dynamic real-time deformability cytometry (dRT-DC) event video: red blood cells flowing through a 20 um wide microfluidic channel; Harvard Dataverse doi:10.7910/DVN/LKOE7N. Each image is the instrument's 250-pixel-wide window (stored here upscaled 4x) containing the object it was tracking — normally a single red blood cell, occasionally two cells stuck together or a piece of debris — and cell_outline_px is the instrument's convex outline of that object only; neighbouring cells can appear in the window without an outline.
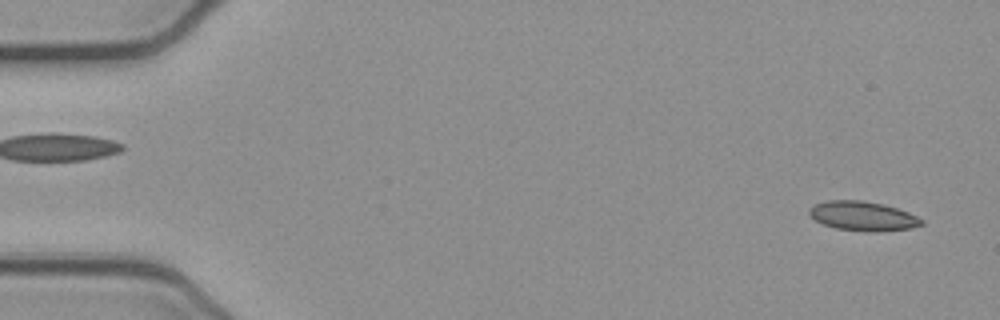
{"species": "common noctule bat (a hibernating species)", "species_latin": "Nyctalus noctula", "temperature_condition": "cold", "stored_images_in_passage": 47, "camera_frame_rate_fps": 3000, "um_per_image_px": 0.085, "animal": {"sex": "female", "body_mass_g": 21.9}, "frame": {"image": 1, "passage_image": 2, "time_ms": 0.333, "image_size_px": [1000, 320], "cell_outline_px": [[924, 224], [912, 228], [876, 232], [864, 232], [836, 228], [824, 224], [816, 220], [808, 212], [808, 208], [816, 204], [828, 200], [860, 200], [880, 204], [896, 208], [908, 212], [924, 220]], "centroid_in_image_um": [73.36, 18.38], "position_along_channel_um": 11.6, "area_um2": 19.13}}
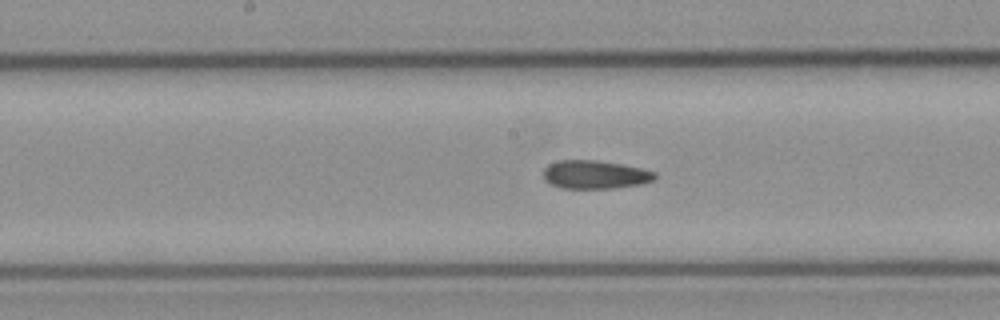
{"frame": {"image": 2, "passage_image": 26, "time_ms": 8.333, "image_size_px": [1000, 320], "cell_outline_px": [[656, 176], [652, 180], [640, 184], [616, 188], [564, 188], [552, 184], [544, 180], [544, 168], [548, 164], [560, 160], [596, 160], [620, 164], [640, 168], [656, 172]], "centroid_in_image_um": [50.56, 14.83], "position_along_channel_um": 197.6, "area_um2": 18.26}}
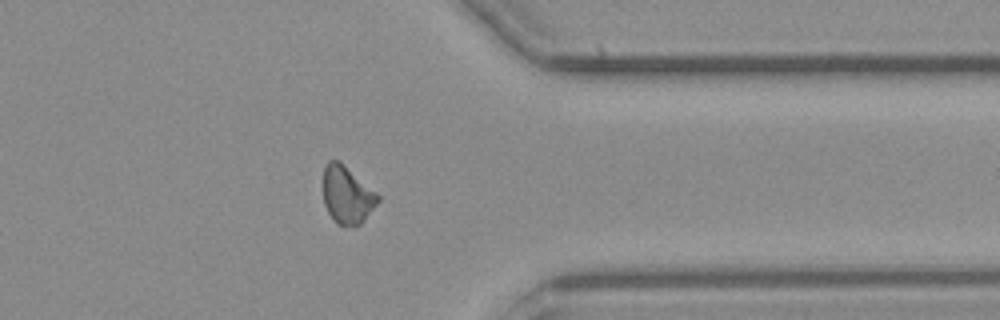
{"frame": {"image": 3, "passage_image": 41, "time_ms": 13.333, "image_size_px": [1000, 320], "cell_outline_px": [[380, 200], [364, 220], [360, 224], [336, 224], [332, 220], [324, 204], [324, 168], [328, 160], [340, 160], [376, 192], [380, 196]], "centroid_in_image_um": [29.5, 16.54], "position_along_channel_um": 381.9, "area_um2": 18.21}}